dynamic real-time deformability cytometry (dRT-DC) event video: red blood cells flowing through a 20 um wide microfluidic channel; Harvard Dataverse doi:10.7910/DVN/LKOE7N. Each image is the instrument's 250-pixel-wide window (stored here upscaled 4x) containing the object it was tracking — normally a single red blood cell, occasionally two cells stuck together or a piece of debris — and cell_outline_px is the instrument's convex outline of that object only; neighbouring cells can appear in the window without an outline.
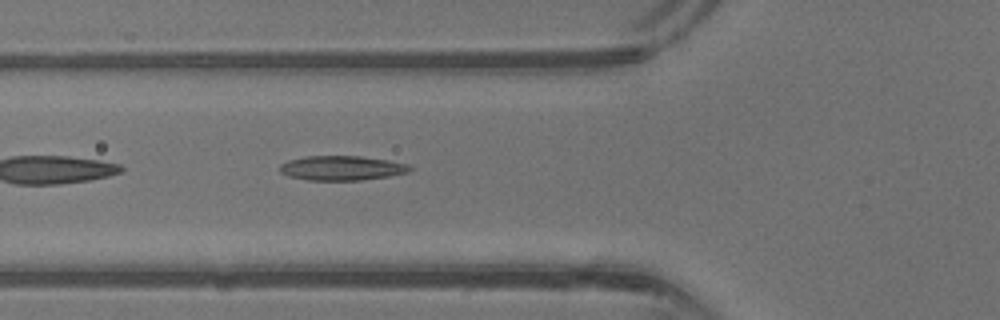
{"species": "common noctule bat (a hibernating species)", "species_latin": "Nyctalus noctula", "temperature_condition": "warm", "stored_images_in_passage": 16, "camera_frame_rate_fps": 3000, "um_per_image_px": 0.085, "animal": {"sex": "male", "body_mass_g": 13.3}, "frame": {"image": 1, "passage_image": 3, "time_ms": 0.667, "image_size_px": [1000, 320], "cell_outline_px": [[408, 168], [400, 172], [384, 176], [352, 180], [316, 180], [292, 176], [284, 172], [280, 168], [284, 164], [292, 160], [312, 156], [352, 156], [380, 160], [396, 164]], "centroid_in_image_um": [28.87, 14.28], "position_along_channel_um": 96.9, "area_um2": 16.59}}